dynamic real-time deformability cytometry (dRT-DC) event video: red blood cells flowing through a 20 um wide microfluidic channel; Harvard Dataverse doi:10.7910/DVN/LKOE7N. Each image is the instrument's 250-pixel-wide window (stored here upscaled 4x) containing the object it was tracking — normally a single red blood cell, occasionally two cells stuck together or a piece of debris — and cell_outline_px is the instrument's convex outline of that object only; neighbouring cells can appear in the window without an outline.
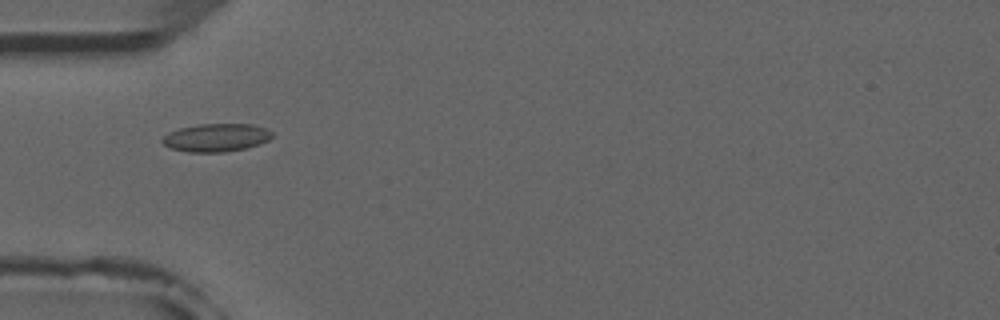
{"species": "common noctule bat (a hibernating species)", "species_latin": "Nyctalus noctula", "temperature_condition": "room temperature", "stored_images_in_passage": 7, "camera_frame_rate_fps": 3000, "um_per_image_px": 0.085, "animal": {"sex": "male", "forearm_length_mm": 52.5}, "frame": {"image": 1, "passage_image": 5, "time_ms": 4.333, "image_size_px": [1000, 320], "cell_outline_px": [[272, 136], [268, 140], [260, 144], [244, 148], [224, 152], [188, 152], [172, 148], [164, 144], [160, 140], [168, 132], [180, 128], [200, 124], [252, 124], [268, 128], [272, 132]], "centroid_in_image_um": [18.39, 11.69], "position_along_channel_um": 66.6, "area_um2": 17.92}}
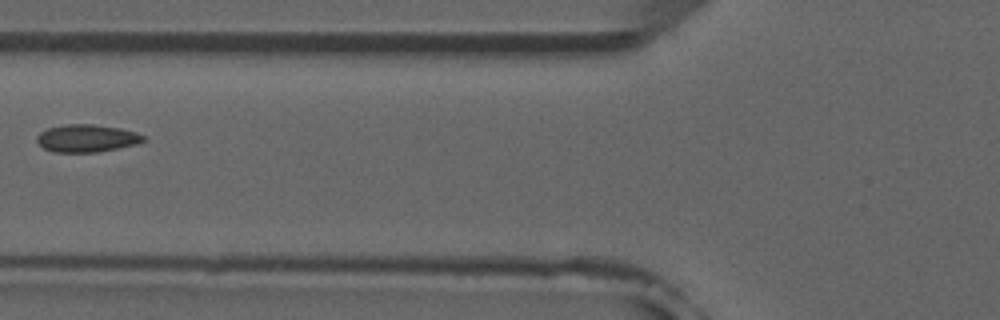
{"frame": {"image": 2, "passage_image": 6, "time_ms": 5.667, "image_size_px": [1000, 320], "cell_outline_px": [[148, 140], [136, 144], [96, 152], [56, 152], [44, 148], [36, 140], [36, 136], [40, 132], [48, 128], [64, 124], [92, 124], [120, 128], [136, 132], [144, 136]], "centroid_in_image_um": [7.38, 11.74], "position_along_channel_um": 118.4, "area_um2": 17.05}}
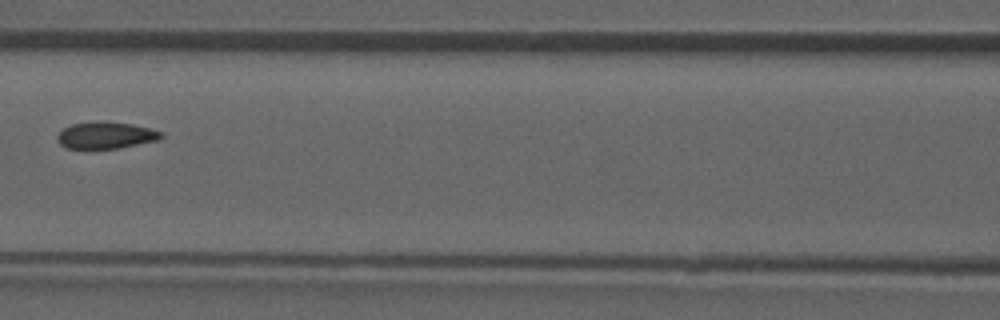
{"frame": {"image": 3, "passage_image": 7, "time_ms": 6.667, "image_size_px": [1000, 320], "cell_outline_px": [[164, 136], [160, 140], [120, 148], [68, 148], [60, 144], [56, 140], [56, 136], [64, 128], [72, 124], [104, 120], [132, 124], [152, 128], [160, 132]], "centroid_in_image_um": [9.03, 11.49], "position_along_channel_um": 157.6, "area_um2": 16.36}}